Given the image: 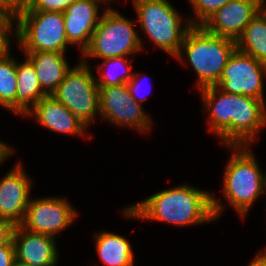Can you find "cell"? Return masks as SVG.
Here are the masks:
<instances>
[{
    "label": "cell",
    "instance_id": "1f68e13d",
    "mask_svg": "<svg viewBox=\"0 0 266 266\" xmlns=\"http://www.w3.org/2000/svg\"><path fill=\"white\" fill-rule=\"evenodd\" d=\"M13 266H30L26 263H23V262H18V261H15L14 265Z\"/></svg>",
    "mask_w": 266,
    "mask_h": 266
},
{
    "label": "cell",
    "instance_id": "ffe728a7",
    "mask_svg": "<svg viewBox=\"0 0 266 266\" xmlns=\"http://www.w3.org/2000/svg\"><path fill=\"white\" fill-rule=\"evenodd\" d=\"M237 50L266 65V8L263 7L236 40Z\"/></svg>",
    "mask_w": 266,
    "mask_h": 266
},
{
    "label": "cell",
    "instance_id": "2e32d148",
    "mask_svg": "<svg viewBox=\"0 0 266 266\" xmlns=\"http://www.w3.org/2000/svg\"><path fill=\"white\" fill-rule=\"evenodd\" d=\"M31 109L26 116L34 115L40 125L54 132L84 136L88 127L51 95L45 96Z\"/></svg>",
    "mask_w": 266,
    "mask_h": 266
},
{
    "label": "cell",
    "instance_id": "44dd1931",
    "mask_svg": "<svg viewBox=\"0 0 266 266\" xmlns=\"http://www.w3.org/2000/svg\"><path fill=\"white\" fill-rule=\"evenodd\" d=\"M16 60L10 51L0 57V106L16 114Z\"/></svg>",
    "mask_w": 266,
    "mask_h": 266
},
{
    "label": "cell",
    "instance_id": "8fae6325",
    "mask_svg": "<svg viewBox=\"0 0 266 266\" xmlns=\"http://www.w3.org/2000/svg\"><path fill=\"white\" fill-rule=\"evenodd\" d=\"M76 216H78L76 209L62 197L30 199L20 226L29 232L56 238L57 233L73 224Z\"/></svg>",
    "mask_w": 266,
    "mask_h": 266
},
{
    "label": "cell",
    "instance_id": "484cf974",
    "mask_svg": "<svg viewBox=\"0 0 266 266\" xmlns=\"http://www.w3.org/2000/svg\"><path fill=\"white\" fill-rule=\"evenodd\" d=\"M27 9H29V0H0V11L14 17Z\"/></svg>",
    "mask_w": 266,
    "mask_h": 266
},
{
    "label": "cell",
    "instance_id": "9a60e30c",
    "mask_svg": "<svg viewBox=\"0 0 266 266\" xmlns=\"http://www.w3.org/2000/svg\"><path fill=\"white\" fill-rule=\"evenodd\" d=\"M55 238L32 233L17 225L13 234L16 261L30 266H55L58 250Z\"/></svg>",
    "mask_w": 266,
    "mask_h": 266
},
{
    "label": "cell",
    "instance_id": "836d02e7",
    "mask_svg": "<svg viewBox=\"0 0 266 266\" xmlns=\"http://www.w3.org/2000/svg\"><path fill=\"white\" fill-rule=\"evenodd\" d=\"M266 194V182H265V186H264V192Z\"/></svg>",
    "mask_w": 266,
    "mask_h": 266
},
{
    "label": "cell",
    "instance_id": "ac0fdd59",
    "mask_svg": "<svg viewBox=\"0 0 266 266\" xmlns=\"http://www.w3.org/2000/svg\"><path fill=\"white\" fill-rule=\"evenodd\" d=\"M16 73V114L25 116L47 94L42 90L34 66L27 57L24 62L18 63L16 61Z\"/></svg>",
    "mask_w": 266,
    "mask_h": 266
},
{
    "label": "cell",
    "instance_id": "5bb4252c",
    "mask_svg": "<svg viewBox=\"0 0 266 266\" xmlns=\"http://www.w3.org/2000/svg\"><path fill=\"white\" fill-rule=\"evenodd\" d=\"M99 3V4H98ZM102 0H76L63 12L65 33L69 44L79 45L81 54L89 46L101 16L99 5Z\"/></svg>",
    "mask_w": 266,
    "mask_h": 266
},
{
    "label": "cell",
    "instance_id": "cb8c5ba5",
    "mask_svg": "<svg viewBox=\"0 0 266 266\" xmlns=\"http://www.w3.org/2000/svg\"><path fill=\"white\" fill-rule=\"evenodd\" d=\"M15 21V17L0 11V57L5 55L8 51L11 50V40L10 33L15 30V26L12 25Z\"/></svg>",
    "mask_w": 266,
    "mask_h": 266
},
{
    "label": "cell",
    "instance_id": "6da1fadb",
    "mask_svg": "<svg viewBox=\"0 0 266 266\" xmlns=\"http://www.w3.org/2000/svg\"><path fill=\"white\" fill-rule=\"evenodd\" d=\"M209 130L223 145L250 146L266 125V102L219 90L216 86L200 89ZM207 109V110H206Z\"/></svg>",
    "mask_w": 266,
    "mask_h": 266
},
{
    "label": "cell",
    "instance_id": "30bf717a",
    "mask_svg": "<svg viewBox=\"0 0 266 266\" xmlns=\"http://www.w3.org/2000/svg\"><path fill=\"white\" fill-rule=\"evenodd\" d=\"M99 98L101 119L146 134L152 128V120L145 113L142 104L134 101L127 84L99 87Z\"/></svg>",
    "mask_w": 266,
    "mask_h": 266
},
{
    "label": "cell",
    "instance_id": "5b68a950",
    "mask_svg": "<svg viewBox=\"0 0 266 266\" xmlns=\"http://www.w3.org/2000/svg\"><path fill=\"white\" fill-rule=\"evenodd\" d=\"M140 27L157 47L176 57L184 36L191 27L189 19L182 26L180 14L167 0H133Z\"/></svg>",
    "mask_w": 266,
    "mask_h": 266
},
{
    "label": "cell",
    "instance_id": "e0dca14e",
    "mask_svg": "<svg viewBox=\"0 0 266 266\" xmlns=\"http://www.w3.org/2000/svg\"><path fill=\"white\" fill-rule=\"evenodd\" d=\"M24 54L32 62L42 90L47 95H52L71 69L65 53L24 52Z\"/></svg>",
    "mask_w": 266,
    "mask_h": 266
},
{
    "label": "cell",
    "instance_id": "d6a6232c",
    "mask_svg": "<svg viewBox=\"0 0 266 266\" xmlns=\"http://www.w3.org/2000/svg\"><path fill=\"white\" fill-rule=\"evenodd\" d=\"M102 1H104L105 4L108 3L109 1L111 2V0H102ZM112 1H113V0H112ZM114 1H115V0H114Z\"/></svg>",
    "mask_w": 266,
    "mask_h": 266
},
{
    "label": "cell",
    "instance_id": "8992f818",
    "mask_svg": "<svg viewBox=\"0 0 266 266\" xmlns=\"http://www.w3.org/2000/svg\"><path fill=\"white\" fill-rule=\"evenodd\" d=\"M111 8H105L101 13L100 22L92 34L90 44L82 53L83 59L127 57L143 50L141 38L134 29L136 19L129 21Z\"/></svg>",
    "mask_w": 266,
    "mask_h": 266
},
{
    "label": "cell",
    "instance_id": "e575fe53",
    "mask_svg": "<svg viewBox=\"0 0 266 266\" xmlns=\"http://www.w3.org/2000/svg\"><path fill=\"white\" fill-rule=\"evenodd\" d=\"M31 3H32V0H29V8H30V6H31Z\"/></svg>",
    "mask_w": 266,
    "mask_h": 266
},
{
    "label": "cell",
    "instance_id": "4dcf8cb0",
    "mask_svg": "<svg viewBox=\"0 0 266 266\" xmlns=\"http://www.w3.org/2000/svg\"><path fill=\"white\" fill-rule=\"evenodd\" d=\"M249 266H266V250L260 251L259 254L251 261Z\"/></svg>",
    "mask_w": 266,
    "mask_h": 266
},
{
    "label": "cell",
    "instance_id": "f546056e",
    "mask_svg": "<svg viewBox=\"0 0 266 266\" xmlns=\"http://www.w3.org/2000/svg\"><path fill=\"white\" fill-rule=\"evenodd\" d=\"M14 149L11 146H8L6 143L0 141V165L2 162L4 163L5 159L7 160L8 157L13 154Z\"/></svg>",
    "mask_w": 266,
    "mask_h": 266
},
{
    "label": "cell",
    "instance_id": "52a82bcc",
    "mask_svg": "<svg viewBox=\"0 0 266 266\" xmlns=\"http://www.w3.org/2000/svg\"><path fill=\"white\" fill-rule=\"evenodd\" d=\"M15 20L14 38L22 52L66 53L69 44L63 13L23 11Z\"/></svg>",
    "mask_w": 266,
    "mask_h": 266
},
{
    "label": "cell",
    "instance_id": "83f0119b",
    "mask_svg": "<svg viewBox=\"0 0 266 266\" xmlns=\"http://www.w3.org/2000/svg\"><path fill=\"white\" fill-rule=\"evenodd\" d=\"M15 261L14 245H0V266H13Z\"/></svg>",
    "mask_w": 266,
    "mask_h": 266
},
{
    "label": "cell",
    "instance_id": "9c48e42d",
    "mask_svg": "<svg viewBox=\"0 0 266 266\" xmlns=\"http://www.w3.org/2000/svg\"><path fill=\"white\" fill-rule=\"evenodd\" d=\"M266 65L237 49L230 56L216 87L224 92L264 101Z\"/></svg>",
    "mask_w": 266,
    "mask_h": 266
},
{
    "label": "cell",
    "instance_id": "7402d4cb",
    "mask_svg": "<svg viewBox=\"0 0 266 266\" xmlns=\"http://www.w3.org/2000/svg\"><path fill=\"white\" fill-rule=\"evenodd\" d=\"M128 59L129 58L127 57L105 58L103 59L102 64H97L98 73L100 74L99 78H96L98 87H111L127 84L134 74L131 72L132 66L128 62ZM107 66L108 68L104 72L103 69ZM110 68L113 72L110 70ZM114 71L117 73L115 72L114 74Z\"/></svg>",
    "mask_w": 266,
    "mask_h": 266
},
{
    "label": "cell",
    "instance_id": "d4e9b609",
    "mask_svg": "<svg viewBox=\"0 0 266 266\" xmlns=\"http://www.w3.org/2000/svg\"><path fill=\"white\" fill-rule=\"evenodd\" d=\"M76 0H32L31 6L25 11H47L63 13Z\"/></svg>",
    "mask_w": 266,
    "mask_h": 266
},
{
    "label": "cell",
    "instance_id": "f1b7e54d",
    "mask_svg": "<svg viewBox=\"0 0 266 266\" xmlns=\"http://www.w3.org/2000/svg\"><path fill=\"white\" fill-rule=\"evenodd\" d=\"M141 73H134L133 77L127 82V86L130 90L131 96L133 97L134 101L138 102L139 104H141L142 102H144V100H146V98L143 96L138 95V90L140 89V79ZM137 92V93H136ZM139 96V97H138Z\"/></svg>",
    "mask_w": 266,
    "mask_h": 266
},
{
    "label": "cell",
    "instance_id": "4316f807",
    "mask_svg": "<svg viewBox=\"0 0 266 266\" xmlns=\"http://www.w3.org/2000/svg\"><path fill=\"white\" fill-rule=\"evenodd\" d=\"M16 225L9 220L0 219V245H14L13 234Z\"/></svg>",
    "mask_w": 266,
    "mask_h": 266
},
{
    "label": "cell",
    "instance_id": "3957f363",
    "mask_svg": "<svg viewBox=\"0 0 266 266\" xmlns=\"http://www.w3.org/2000/svg\"><path fill=\"white\" fill-rule=\"evenodd\" d=\"M236 49L235 40L209 33L201 25H191L175 58L184 62L183 54L187 55L197 72V85L200 90L216 85Z\"/></svg>",
    "mask_w": 266,
    "mask_h": 266
},
{
    "label": "cell",
    "instance_id": "ba28073f",
    "mask_svg": "<svg viewBox=\"0 0 266 266\" xmlns=\"http://www.w3.org/2000/svg\"><path fill=\"white\" fill-rule=\"evenodd\" d=\"M88 64L83 59L71 68L51 96L90 126L95 116L100 115V98L96 77Z\"/></svg>",
    "mask_w": 266,
    "mask_h": 266
},
{
    "label": "cell",
    "instance_id": "4fadbf2b",
    "mask_svg": "<svg viewBox=\"0 0 266 266\" xmlns=\"http://www.w3.org/2000/svg\"><path fill=\"white\" fill-rule=\"evenodd\" d=\"M31 179L24 172L21 161L15 164L0 181V219L20 225L30 201Z\"/></svg>",
    "mask_w": 266,
    "mask_h": 266
},
{
    "label": "cell",
    "instance_id": "d6986e66",
    "mask_svg": "<svg viewBox=\"0 0 266 266\" xmlns=\"http://www.w3.org/2000/svg\"><path fill=\"white\" fill-rule=\"evenodd\" d=\"M96 247L107 266H134V255L128 239L112 232L95 233Z\"/></svg>",
    "mask_w": 266,
    "mask_h": 266
},
{
    "label": "cell",
    "instance_id": "277c9868",
    "mask_svg": "<svg viewBox=\"0 0 266 266\" xmlns=\"http://www.w3.org/2000/svg\"><path fill=\"white\" fill-rule=\"evenodd\" d=\"M233 150L226 165L223 192L229 204L244 218L264 192L266 174L260 169L249 146H228Z\"/></svg>",
    "mask_w": 266,
    "mask_h": 266
},
{
    "label": "cell",
    "instance_id": "7c38bea8",
    "mask_svg": "<svg viewBox=\"0 0 266 266\" xmlns=\"http://www.w3.org/2000/svg\"><path fill=\"white\" fill-rule=\"evenodd\" d=\"M265 0H233L215 11L201 26L209 33L237 40Z\"/></svg>",
    "mask_w": 266,
    "mask_h": 266
},
{
    "label": "cell",
    "instance_id": "603a6c76",
    "mask_svg": "<svg viewBox=\"0 0 266 266\" xmlns=\"http://www.w3.org/2000/svg\"><path fill=\"white\" fill-rule=\"evenodd\" d=\"M192 5L195 19L188 16L191 25H201L207 18H209L215 11L223 7L225 4L233 0H188Z\"/></svg>",
    "mask_w": 266,
    "mask_h": 266
},
{
    "label": "cell",
    "instance_id": "7a4b0ae2",
    "mask_svg": "<svg viewBox=\"0 0 266 266\" xmlns=\"http://www.w3.org/2000/svg\"><path fill=\"white\" fill-rule=\"evenodd\" d=\"M210 192L188 184L157 192L135 205L124 208L125 216L192 226L214 221L226 207Z\"/></svg>",
    "mask_w": 266,
    "mask_h": 266
}]
</instances>
